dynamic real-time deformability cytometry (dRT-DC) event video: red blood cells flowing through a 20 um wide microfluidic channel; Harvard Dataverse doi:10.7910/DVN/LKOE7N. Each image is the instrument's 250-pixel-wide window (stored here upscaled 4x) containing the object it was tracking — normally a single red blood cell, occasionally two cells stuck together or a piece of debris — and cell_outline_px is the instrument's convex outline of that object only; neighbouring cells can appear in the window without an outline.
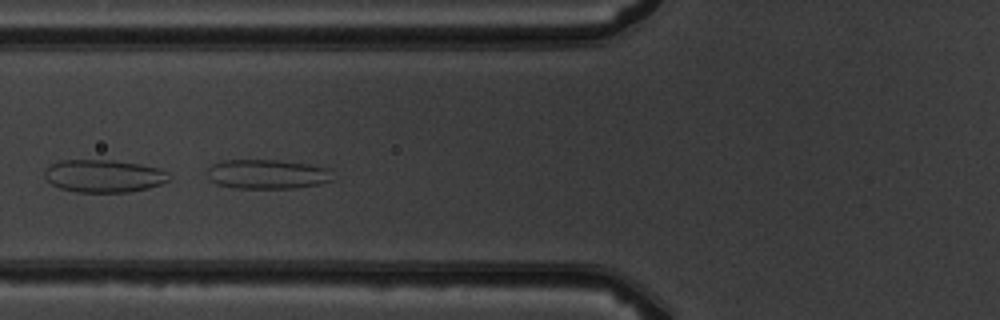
{"species": "common noctule bat (a hibernating species)", "species_latin": "Nyctalus noctula", "temperature_condition": "warm", "stored_images_in_passage": 5, "camera_frame_rate_fps": 3000, "um_per_image_px": 0.085, "animal": {"sex": "male", "body_mass_g": 19.5, "forearm_length_mm": 54.6}, "frame": {"image": 1, "passage_image": 5, "time_ms": 4.667, "image_size_px": [1000, 320], "cell_outline_px": [[332, 180], [320, 184], [292, 188], [232, 188], [216, 184], [208, 180], [208, 168], [212, 164], [224, 160], [276, 160], [308, 164], [328, 168]], "centroid_in_image_um": [22.66, 14.81], "position_along_channel_um": 103.1, "area_um2": 21.5}}